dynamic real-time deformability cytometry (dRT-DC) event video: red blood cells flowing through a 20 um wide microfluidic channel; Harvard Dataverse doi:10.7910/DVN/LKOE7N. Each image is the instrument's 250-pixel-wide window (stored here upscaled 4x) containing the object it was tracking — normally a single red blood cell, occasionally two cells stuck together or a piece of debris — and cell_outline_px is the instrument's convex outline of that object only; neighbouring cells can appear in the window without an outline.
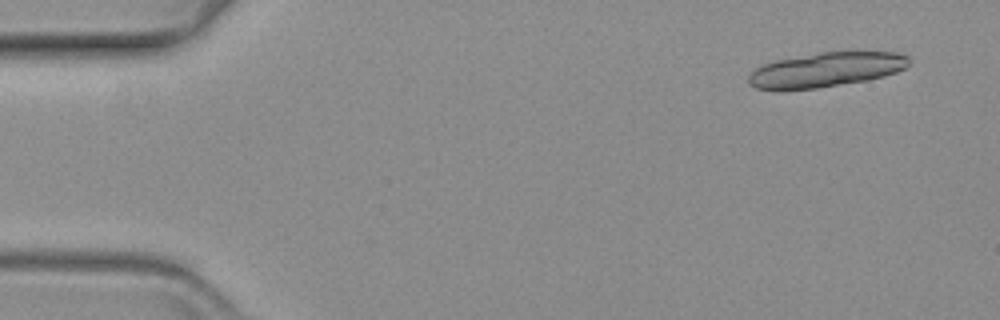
{"species": "common noctule bat (a hibernating species)", "species_latin": "Nyctalus noctula", "temperature_condition": "warm", "stored_images_in_passage": 8, "camera_frame_rate_fps": 3000, "um_per_image_px": 0.085, "animal": {"sex": "female", "body_mass_g": 19.3, "forearm_length_mm": 54.1}, "frame": {"image": 1, "passage_image": 2, "time_ms": 0.333, "image_size_px": [1000, 320], "cell_outline_px": [[908, 64], [904, 68], [896, 72], [884, 76], [868, 80], [816, 88], [784, 92], [756, 88], [748, 84], [748, 76], [756, 68], [764, 64], [776, 60], [820, 52], [896, 52], [908, 56]], "centroid_in_image_um": [70.14, 5.95], "position_along_channel_um": 14.9, "area_um2": 32.54}}